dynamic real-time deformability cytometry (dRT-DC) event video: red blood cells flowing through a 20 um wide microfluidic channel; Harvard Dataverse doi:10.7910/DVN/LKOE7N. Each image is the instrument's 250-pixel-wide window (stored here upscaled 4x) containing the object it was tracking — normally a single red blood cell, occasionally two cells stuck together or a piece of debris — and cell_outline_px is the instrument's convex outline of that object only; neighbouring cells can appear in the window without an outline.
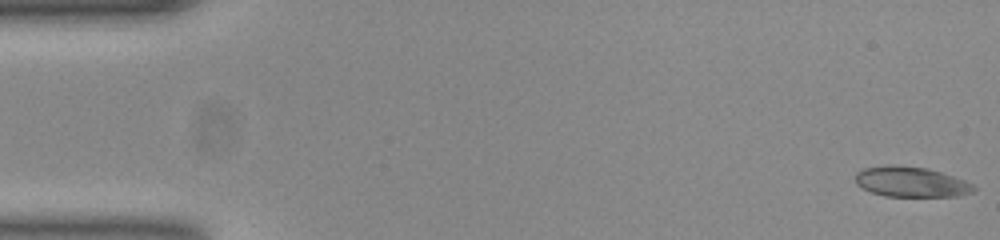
{"species": "common noctule bat (a hibernating species)", "species_latin": "Nyctalus noctula", "temperature_condition": "room temperature", "stored_images_in_passage": 52, "camera_frame_rate_fps": 3000, "um_per_image_px": 0.085, "animal": {"sex": "female", "body_mass_g": 23.0, "forearm_length_mm": 53.4}, "frame": {"image": 1, "passage_image": 1, "time_ms": 0.0, "image_size_px": [1000, 240], "cell_outline_px": [[976, 188], [972, 192], [956, 196], [884, 196], [860, 188], [856, 184], [856, 172], [864, 168], [888, 164], [896, 164], [928, 168], [964, 180], [972, 184]], "centroid_in_image_um": [77.39, 15.45], "position_along_channel_um": 7.6, "area_um2": 20.92}}
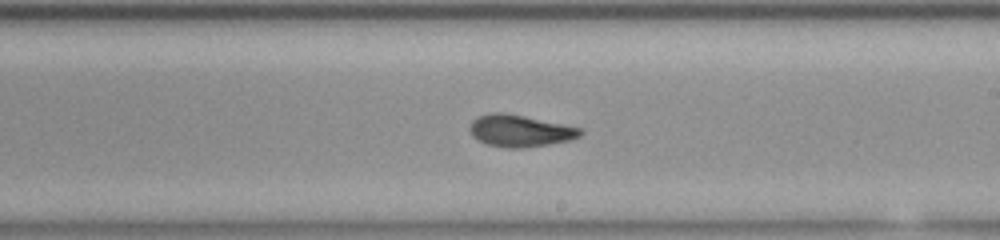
{"frame": {"image": 2, "passage_image": 30, "time_ms": 9.667, "image_size_px": [1000, 240], "cell_outline_px": [[584, 132], [580, 136], [568, 140], [548, 144], [520, 148], [508, 148], [488, 144], [472, 136], [468, 128], [472, 120], [476, 116], [488, 112], [504, 112], [524, 116], [580, 128]], "centroid_in_image_um": [44.14, 11.1], "position_along_channel_um": 244.9, "area_um2": 20.4}}
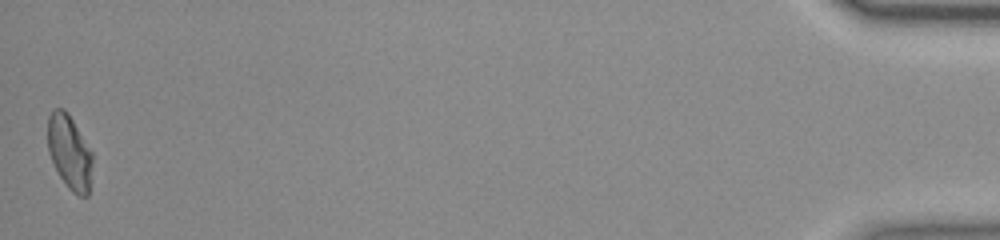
{"frame": {"image": 3, "passage_image": 52, "time_ms": 17.0, "image_size_px": [1000, 240], "cell_outline_px": [[92, 160], [88, 196], [80, 196], [72, 192], [68, 188], [60, 176], [48, 152], [48, 116], [56, 108], [64, 108], [68, 112], [92, 152]], "centroid_in_image_um": [5.9, 12.92], "position_along_channel_um": 429.3, "area_um2": 19.13}, "authors_computed_cell_mechanics": {"area_um2": 20.3745, "velocity_mm_per_s": 3.875, "shape_relaxation_time_tau1_ms": null, "shape_relaxation_time_tau2_ms": 1.897, "deformation_change_tau1": null, "deformation_change_tau2": 0.0751}}